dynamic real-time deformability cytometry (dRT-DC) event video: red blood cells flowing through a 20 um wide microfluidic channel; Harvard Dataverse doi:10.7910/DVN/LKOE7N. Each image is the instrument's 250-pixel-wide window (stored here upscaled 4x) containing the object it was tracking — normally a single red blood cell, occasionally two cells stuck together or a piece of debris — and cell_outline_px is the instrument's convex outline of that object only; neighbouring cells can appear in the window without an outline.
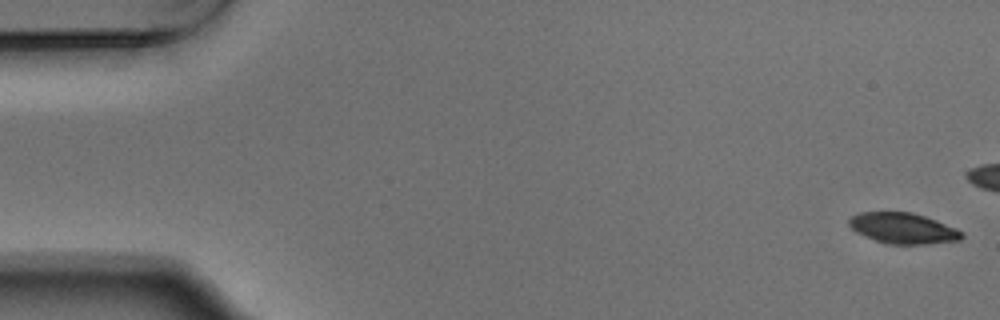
{"species": "Egyptian fruit bat (a non-hibernating species)", "species_latin": "Rousettus aegyptiacus", "temperature_condition": "warm", "stored_images_in_passage": 17, "camera_frame_rate_fps": 3000, "um_per_image_px": 0.085, "animal": {"sex": "male"}, "frame": {"image": 1, "passage_image": 1, "time_ms": 0.0, "image_size_px": [1000, 320], "cell_outline_px": [[964, 236], [960, 240], [924, 244], [892, 244], [876, 240], [864, 236], [856, 232], [848, 224], [848, 220], [852, 216], [860, 212], [912, 212], [936, 220], [956, 228], [964, 232]], "centroid_in_image_um": [76.77, 19.4], "position_along_channel_um": 8.2, "area_um2": 20.11}}